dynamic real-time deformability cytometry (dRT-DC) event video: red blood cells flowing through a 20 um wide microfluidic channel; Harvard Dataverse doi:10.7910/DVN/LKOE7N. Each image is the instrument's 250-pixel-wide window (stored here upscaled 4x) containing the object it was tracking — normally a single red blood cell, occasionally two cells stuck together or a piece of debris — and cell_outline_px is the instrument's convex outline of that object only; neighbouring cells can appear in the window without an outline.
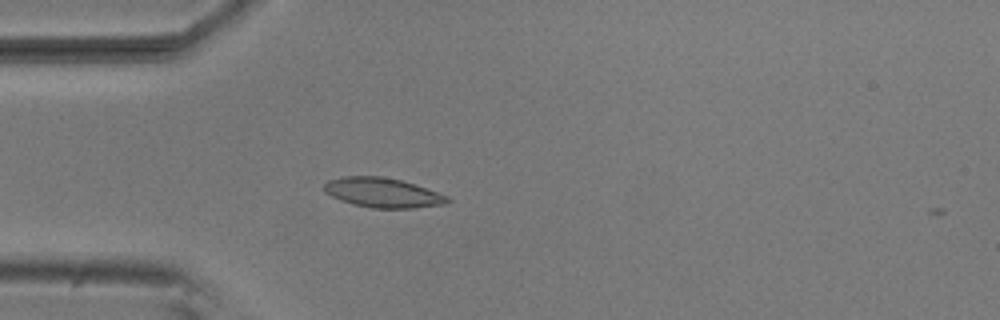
{"species": "common noctule bat (a hibernating species)", "species_latin": "Nyctalus noctula", "temperature_condition": "room temperature", "stored_images_in_passage": 2, "camera_frame_rate_fps": 3000, "um_per_image_px": 0.085, "animal": {"sex": "male", "body_mass_g": 20.5, "forearm_length_mm": 52.5}, "frame": {"image": 1, "passage_image": 1, "time_ms": 0.0, "image_size_px": [1000, 320], "cell_outline_px": [[452, 200], [444, 204], [412, 208], [372, 208], [352, 204], [340, 200], [324, 192], [324, 184], [328, 180], [344, 176], [384, 176], [400, 180], [448, 196]], "centroid_in_image_um": [32.49, 16.38], "position_along_channel_um": 52.5, "area_um2": 21.15}}